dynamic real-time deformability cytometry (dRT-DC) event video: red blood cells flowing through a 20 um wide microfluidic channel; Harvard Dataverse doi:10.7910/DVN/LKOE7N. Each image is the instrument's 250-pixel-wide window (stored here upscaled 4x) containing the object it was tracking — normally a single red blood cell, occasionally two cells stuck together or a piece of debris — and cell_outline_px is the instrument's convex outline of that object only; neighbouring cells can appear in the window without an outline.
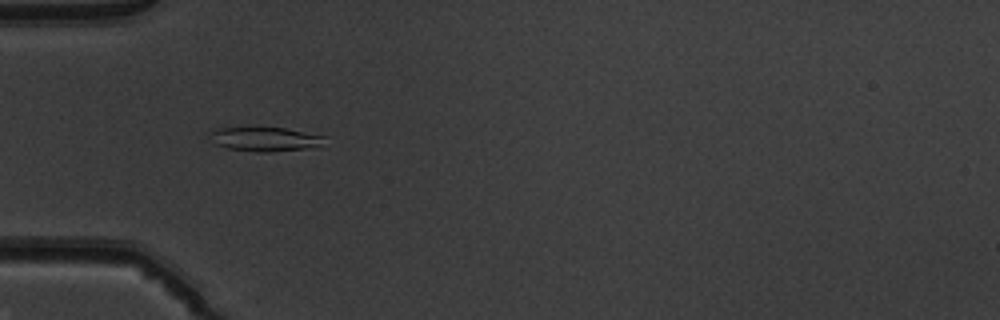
{"species": "common noctule bat (a hibernating species)", "species_latin": "Nyctalus noctula", "temperature_condition": "warm", "stored_images_in_passage": 50, "camera_frame_rate_fps": 3000, "um_per_image_px": 0.085, "animal": {"sex": "male", "body_mass_g": 19.5, "forearm_length_mm": 54.6}, "frame": {"image": 1, "passage_image": 16, "time_ms": 5.0, "image_size_px": [1000, 320], "cell_outline_px": [[324, 136], [320, 144], [304, 148], [268, 152], [256, 152], [228, 148], [216, 144], [208, 132], [220, 128], [284, 128]], "centroid_in_image_um": [22.45, 11.82], "position_along_channel_um": 62.5, "area_um2": 15.49}}
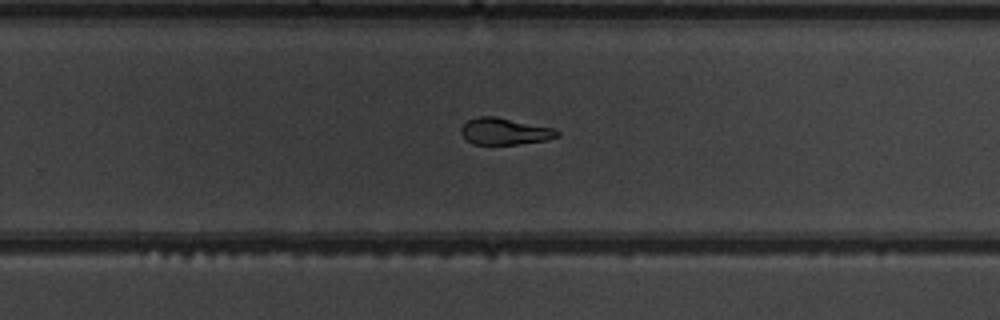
{"frame": {"image": 2, "passage_image": 33, "time_ms": 10.667, "image_size_px": [1000, 320], "cell_outline_px": [[560, 136], [544, 140], [516, 144], [472, 144], [460, 132], [460, 128], [468, 120], [480, 116], [496, 116], [556, 128], [560, 132]], "centroid_in_image_um": [42.93, 11.15], "position_along_channel_um": 286.9, "area_um2": 14.97}}
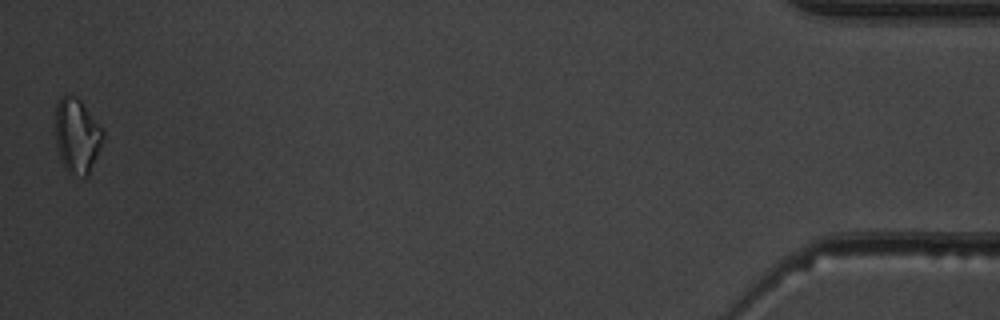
{"frame": {"image": 3, "passage_image": 50, "time_ms": 16.333, "image_size_px": [1000, 320], "cell_outline_px": [[104, 140], [88, 176], [84, 176], [68, 172], [64, 168], [60, 160], [56, 148], [52, 124], [56, 104], [60, 96], [76, 96], [80, 100], [104, 132]], "centroid_in_image_um": [6.48, 11.53], "position_along_channel_um": 428.7, "area_um2": 21.27}, "authors_computed_cell_mechanics": {"area_um2": 16.5308, "velocity_mm_per_s": 4.0187, "shape_relaxation_time_tau1_ms": 10.0687, "shape_relaxation_time_tau2_ms": 4.0865, "deformation_change_tau1": 0.2392, "deformation_change_tau2": 0.067}}